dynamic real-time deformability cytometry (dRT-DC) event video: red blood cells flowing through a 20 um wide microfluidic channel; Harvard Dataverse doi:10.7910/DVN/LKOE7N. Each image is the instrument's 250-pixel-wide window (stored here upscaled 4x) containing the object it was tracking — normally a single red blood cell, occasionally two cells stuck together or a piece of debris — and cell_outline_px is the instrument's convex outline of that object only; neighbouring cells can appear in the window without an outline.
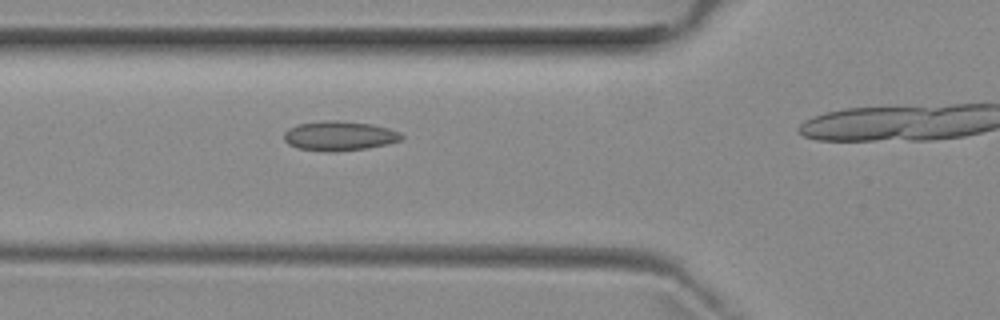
{"species": "common noctule bat (a hibernating species)", "species_latin": "Nyctalus noctula", "temperature_condition": "room temperature", "stored_images_in_passage": 4, "camera_frame_rate_fps": 3000, "um_per_image_px": 0.085, "animal": {"sex": "female", "body_mass_g": 29.2, "forearm_length_mm": 56.3}, "frame": {"image": 1, "passage_image": 3, "time_ms": 2.333, "image_size_px": [1000, 320], "cell_outline_px": [[404, 136], [400, 140], [388, 144], [368, 148], [332, 152], [324, 152], [300, 148], [288, 144], [284, 140], [284, 132], [288, 128], [296, 124], [324, 120], [336, 120], [372, 124], [388, 128], [400, 132]], "centroid_in_image_um": [28.83, 11.54], "position_along_channel_um": 97.0, "area_um2": 20.4}}